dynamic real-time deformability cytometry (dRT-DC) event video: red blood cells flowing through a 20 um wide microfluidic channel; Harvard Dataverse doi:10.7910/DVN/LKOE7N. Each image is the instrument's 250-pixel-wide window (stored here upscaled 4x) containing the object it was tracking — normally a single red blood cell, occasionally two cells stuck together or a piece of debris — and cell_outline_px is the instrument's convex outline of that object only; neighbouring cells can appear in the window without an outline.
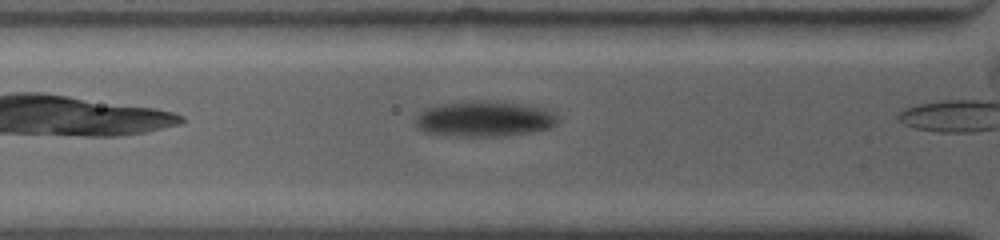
{"species": "common noctule bat (a hibernating species)", "species_latin": "Nyctalus noctula", "temperature_condition": "warm", "stored_images_in_passage": 8, "camera_frame_rate_fps": 4500, "um_per_image_px": 0.085, "animal": {"sex": "female", "body_mass_g": 19.0, "forearm_length_mm": 53.3}, "frame": {"image": 1, "passage_image": 7, "time_ms": 2.222, "image_size_px": [1000, 240], "cell_outline_px": [[556, 124], [548, 128], [532, 132], [496, 136], [464, 136], [424, 132], [416, 124], [416, 116], [424, 108], [440, 104], [464, 100], [488, 100], [528, 104], [544, 108], [556, 112]], "centroid_in_image_um": [41.18, 10.07], "position_along_channel_um": 84.6, "area_um2": 29.71}}